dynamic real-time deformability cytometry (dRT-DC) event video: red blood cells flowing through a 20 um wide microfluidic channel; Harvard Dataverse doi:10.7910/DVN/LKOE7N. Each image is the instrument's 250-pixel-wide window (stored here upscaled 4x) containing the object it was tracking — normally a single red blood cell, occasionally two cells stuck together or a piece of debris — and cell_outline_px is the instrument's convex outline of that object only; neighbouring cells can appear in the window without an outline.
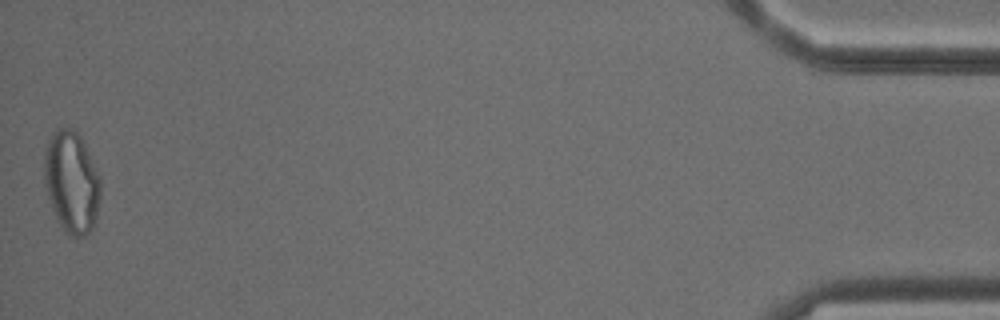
{"species": "common noctule bat (a hibernating species)", "species_latin": "Nyctalus noctula", "temperature_condition": "cold", "stored_images_in_passage": 52, "camera_frame_rate_fps": 3000, "um_per_image_px": 0.085, "animal": {"sex": "male", "body_mass_g": 18.8}, "frame": {"image": 1, "passage_image": 52, "time_ms": 17.0, "image_size_px": [1000, 320], "cell_outline_px": [[100, 196], [96, 216], [92, 228], [84, 236], [68, 236], [64, 232], [56, 220], [44, 184], [44, 152], [48, 140], [52, 132], [56, 128], [76, 128], [100, 176]], "centroid_in_image_um": [6.06, 15.46], "position_along_channel_um": 429.1, "area_um2": 33.64}, "authors_computed_cell_mechanics": {"area_um2": 29.3624, "velocity_mm_per_s": 3.895, "shape_relaxation_time_tau1_ms": null, "shape_relaxation_time_tau2_ms": 2.8507, "deformation_change_tau1": null, "deformation_change_tau2": 0.1047}}